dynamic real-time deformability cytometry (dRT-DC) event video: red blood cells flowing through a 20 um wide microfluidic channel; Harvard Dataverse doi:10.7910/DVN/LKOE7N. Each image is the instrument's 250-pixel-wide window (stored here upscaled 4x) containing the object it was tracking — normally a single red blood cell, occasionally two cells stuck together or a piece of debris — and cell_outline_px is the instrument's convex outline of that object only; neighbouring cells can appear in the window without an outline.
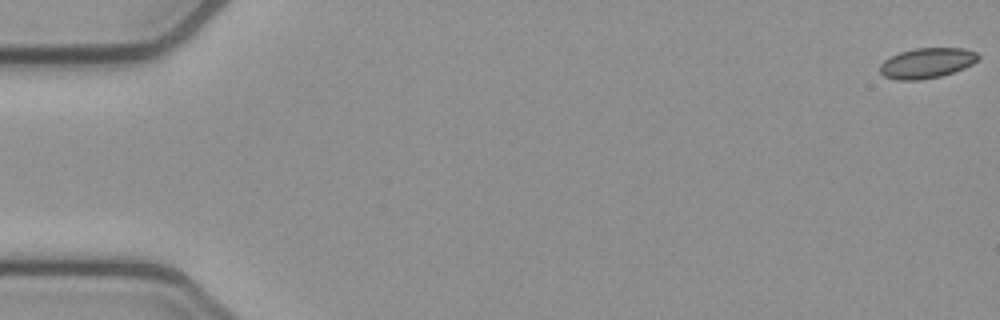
{"species": "common noctule bat (a hibernating species)", "species_latin": "Nyctalus noctula", "temperature_condition": "cold", "stored_images_in_passage": 55, "camera_frame_rate_fps": 3000, "um_per_image_px": 0.085, "animal": {"sex": "female", "body_mass_g": 21.9}, "frame": {"image": 1, "passage_image": 1, "time_ms": 0.0, "image_size_px": [1000, 320], "cell_outline_px": [[980, 56], [972, 64], [964, 68], [940, 76], [920, 80], [896, 80], [884, 76], [880, 72], [880, 64], [884, 60], [900, 52], [916, 48], [960, 48], [976, 52]], "centroid_in_image_um": [78.76, 5.36], "position_along_channel_um": 6.2, "area_um2": 17.17}}
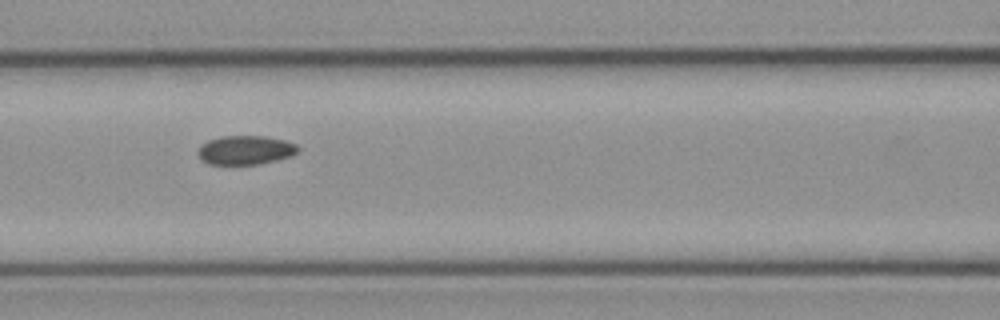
{"frame": {"image": 2, "passage_image": 24, "time_ms": 7.667, "image_size_px": [1000, 320], "cell_outline_px": [[300, 148], [292, 156], [260, 164], [208, 164], [200, 160], [196, 152], [200, 144], [208, 140], [220, 136], [264, 136], [284, 140], [296, 144]], "centroid_in_image_um": [20.81, 12.75], "position_along_channel_um": 145.8, "area_um2": 17.11}}
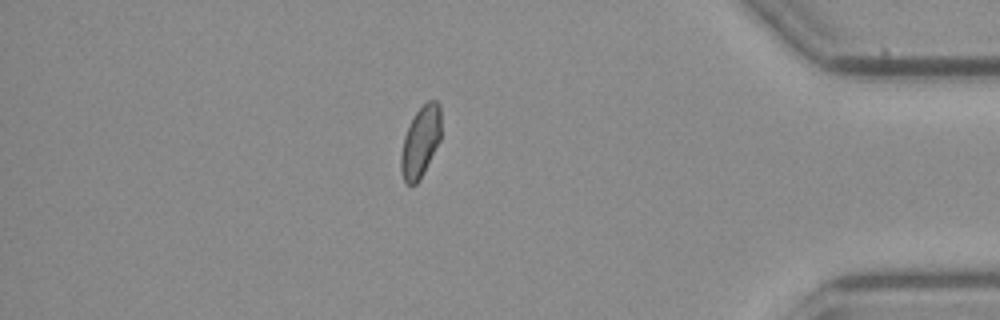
{"frame": {"image": 3, "passage_image": 47, "time_ms": 15.333, "image_size_px": [1000, 320], "cell_outline_px": [[440, 140], [420, 180], [416, 184], [408, 184], [404, 180], [400, 168], [400, 156], [404, 136], [416, 112], [428, 100], [436, 100], [440, 104]], "centroid_in_image_um": [35.74, 12.06], "position_along_channel_um": 399.5, "area_um2": 16.42}}